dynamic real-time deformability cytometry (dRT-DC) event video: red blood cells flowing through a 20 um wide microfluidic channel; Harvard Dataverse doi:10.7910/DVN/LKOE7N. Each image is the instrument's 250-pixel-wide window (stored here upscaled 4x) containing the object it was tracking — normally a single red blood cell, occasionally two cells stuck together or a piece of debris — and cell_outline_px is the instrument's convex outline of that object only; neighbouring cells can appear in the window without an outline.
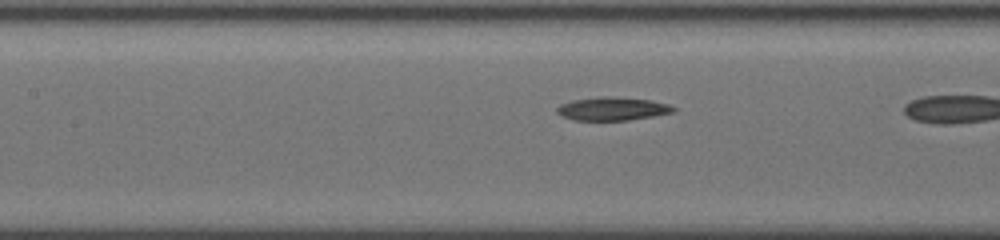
{"species": "common noctule bat (a hibernating species)", "species_latin": "Nyctalus noctula", "temperature_condition": "cold", "stored_images_in_passage": 8, "camera_frame_rate_fps": 3000, "um_per_image_px": 0.085, "animal": {"sex": "female", "body_mass_g": 19.5, "forearm_length_mm": 54.1}, "frame": {"image": 1, "passage_image": 7, "time_ms": 3.333, "image_size_px": [1000, 240], "cell_outline_px": [[676, 112], [628, 120], [576, 120], [560, 116], [556, 112], [556, 108], [560, 104], [572, 100], [600, 96], [612, 96], [648, 100], [668, 104], [676, 108]], "centroid_in_image_um": [52.03, 9.24], "position_along_channel_um": 155.4, "area_um2": 15.84}}